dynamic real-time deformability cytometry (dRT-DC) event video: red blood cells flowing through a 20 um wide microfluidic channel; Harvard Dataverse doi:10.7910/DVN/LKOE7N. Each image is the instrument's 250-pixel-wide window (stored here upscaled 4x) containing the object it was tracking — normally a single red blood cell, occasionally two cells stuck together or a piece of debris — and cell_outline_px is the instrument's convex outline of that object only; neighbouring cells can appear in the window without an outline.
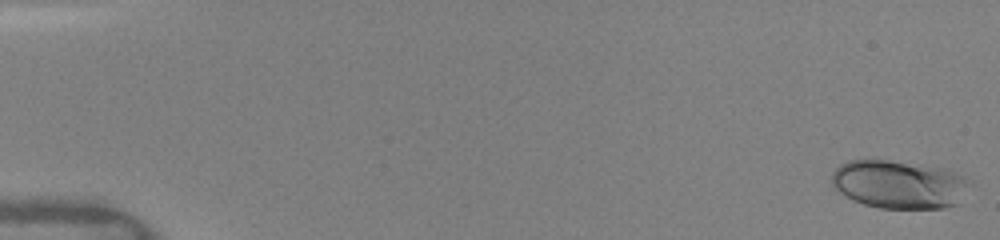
{"species": "human", "species_latin": "Homo sapiens", "temperature_condition": "warm", "stored_images_in_passage": 22, "camera_frame_rate_fps": 3000, "um_per_image_px": 0.085, "donor": {"sex": "female"}, "frame": {"image": 1, "passage_image": 1, "time_ms": 0.0, "image_size_px": [1000, 240], "cell_outline_px": [[972, 184], [960, 204], [944, 208], [880, 208], [864, 204], [852, 200], [832, 188], [832, 172], [840, 164], [848, 160], [888, 160], [944, 168], [956, 172], [972, 180]], "centroid_in_image_um": [76.47, 15.68], "position_along_channel_um": 8.5, "area_um2": 39.42}}
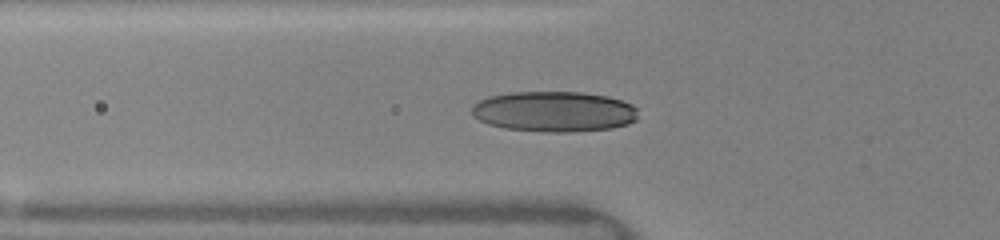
{"frame": {"image": 2, "passage_image": 16, "time_ms": 5.667, "image_size_px": [1000, 240], "cell_outline_px": [[636, 120], [628, 124], [612, 128], [568, 132], [544, 132], [504, 128], [488, 124], [472, 116], [472, 104], [488, 96], [512, 92], [584, 92], [608, 96], [632, 104], [636, 108]], "centroid_in_image_um": [47.08, 9.48], "position_along_channel_um": 78.7, "area_um2": 39.42}}
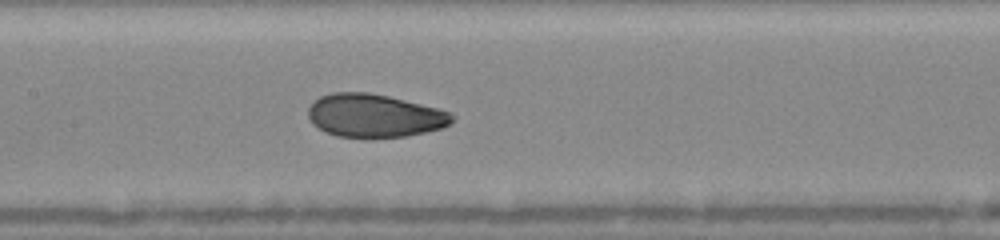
{"frame": {"image": 3, "passage_image": 22, "time_ms": 8.0, "image_size_px": [1000, 240], "cell_outline_px": [[456, 116], [448, 124], [440, 128], [424, 132], [404, 136], [336, 136], [324, 132], [312, 124], [308, 116], [308, 108], [320, 96], [332, 92], [368, 92], [388, 96], [440, 108], [452, 112]], "centroid_in_image_um": [31.82, 9.81], "position_along_channel_um": 175.6, "area_um2": 35.95}}